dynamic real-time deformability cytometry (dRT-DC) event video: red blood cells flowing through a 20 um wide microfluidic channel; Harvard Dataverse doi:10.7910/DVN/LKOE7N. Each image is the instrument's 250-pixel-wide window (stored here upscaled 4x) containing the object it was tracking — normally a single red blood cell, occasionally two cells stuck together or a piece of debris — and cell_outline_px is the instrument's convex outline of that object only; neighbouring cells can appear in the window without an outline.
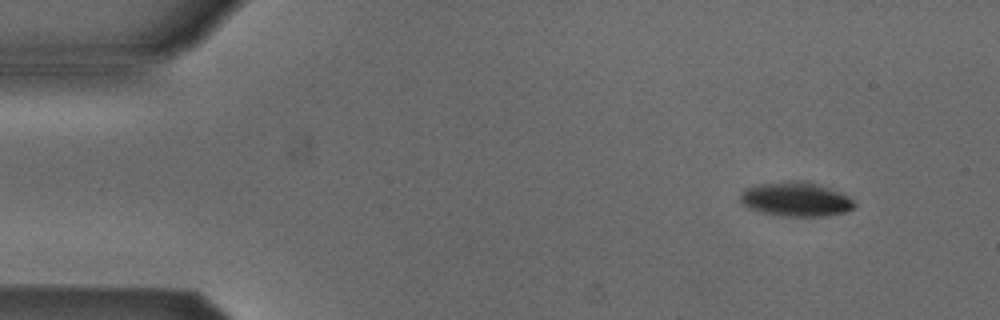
{"species": "Egyptian fruit bat (a non-hibernating species)", "species_latin": "Rousettus aegyptiacus", "temperature_condition": "cold", "stored_images_in_passage": 3, "camera_frame_rate_fps": 3000, "um_per_image_px": 0.085, "animal": {"sex": "male"}, "frame": {"image": 1, "passage_image": 1, "time_ms": 0.0, "image_size_px": [1000, 320], "cell_outline_px": [[856, 204], [852, 208], [844, 212], [824, 216], [788, 216], [760, 212], [748, 208], [740, 200], [740, 192], [756, 184], [812, 184], [828, 188], [840, 192], [848, 196]], "centroid_in_image_um": [67.63, 16.99], "position_along_channel_um": 17.4, "area_um2": 21.56}}